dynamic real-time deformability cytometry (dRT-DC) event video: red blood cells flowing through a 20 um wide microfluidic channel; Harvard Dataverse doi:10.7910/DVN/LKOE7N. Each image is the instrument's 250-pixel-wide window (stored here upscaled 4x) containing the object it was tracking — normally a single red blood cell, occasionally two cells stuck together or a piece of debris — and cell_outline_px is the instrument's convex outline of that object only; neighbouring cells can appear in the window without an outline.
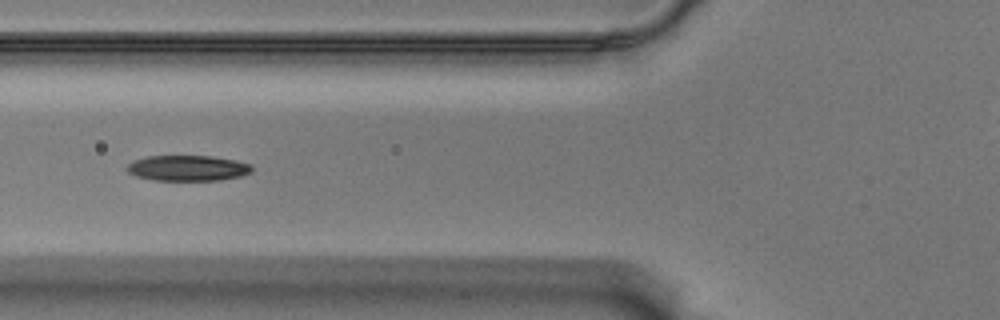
{"species": "Egyptian fruit bat (a non-hibernating species)", "species_latin": "Rousettus aegyptiacus", "temperature_condition": "warm", "stored_images_in_passage": 19, "camera_frame_rate_fps": 3000, "um_per_image_px": 0.085, "animal": {"sex": "male"}, "frame": {"image": 1, "passage_image": 6, "time_ms": 1.667, "image_size_px": [1000, 320], "cell_outline_px": [[252, 172], [240, 176], [220, 180], [152, 180], [136, 176], [128, 172], [124, 168], [132, 160], [144, 156], [212, 156], [252, 164]], "centroid_in_image_um": [15.9, 14.28], "position_along_channel_um": 109.9, "area_um2": 18.73}}